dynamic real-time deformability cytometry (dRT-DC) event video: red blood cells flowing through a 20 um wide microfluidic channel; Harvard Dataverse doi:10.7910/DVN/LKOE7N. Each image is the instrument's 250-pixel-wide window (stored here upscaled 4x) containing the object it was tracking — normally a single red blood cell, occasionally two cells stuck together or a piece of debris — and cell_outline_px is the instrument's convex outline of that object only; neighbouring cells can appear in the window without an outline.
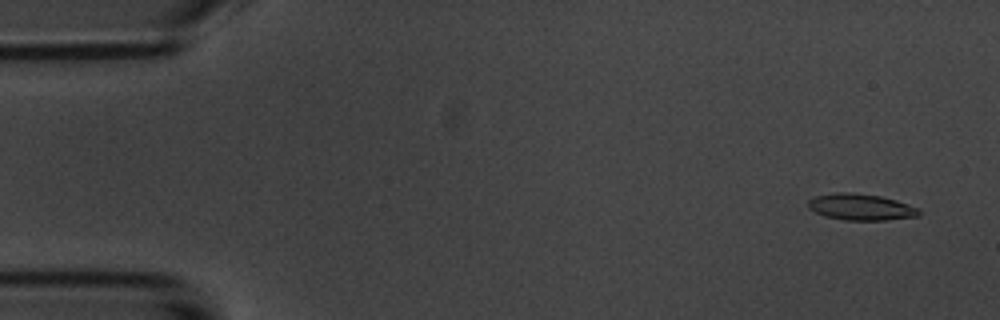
{"species": "common noctule bat (a hibernating species)", "species_latin": "Nyctalus noctula", "temperature_condition": "room temperature", "stored_images_in_passage": 9, "camera_frame_rate_fps": 3000, "um_per_image_px": 0.085, "animal": {"sex": "male", "body_mass_g": 20.1, "forearm_length_mm": 53.5}, "frame": {"image": 1, "passage_image": 1, "time_ms": 0.0, "image_size_px": [1000, 320], "cell_outline_px": [[920, 216], [888, 220], [844, 220], [824, 216], [808, 208], [808, 200], [816, 196], [836, 192], [852, 192], [880, 196], [896, 200], [920, 208]], "centroid_in_image_um": [73.19, 17.6], "position_along_channel_um": 11.8, "area_um2": 17.17}}
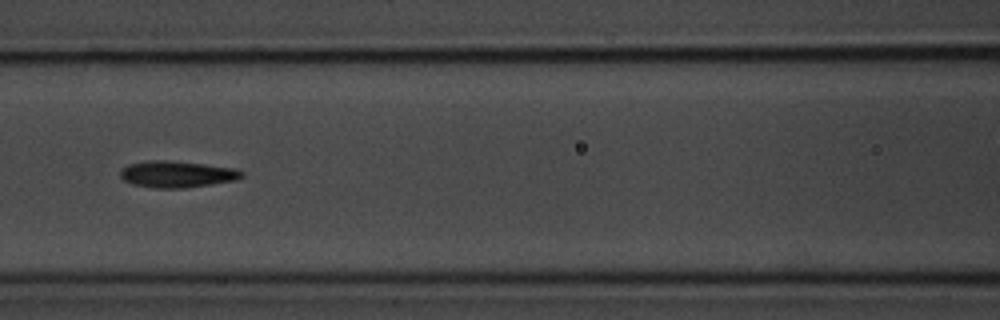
{"frame": {"image": 2, "passage_image": 7, "time_ms": 7.0, "image_size_px": [1000, 320], "cell_outline_px": [[244, 176], [236, 180], [212, 184], [184, 188], [152, 188], [132, 184], [124, 180], [120, 176], [120, 172], [128, 164], [148, 160], [168, 160], [204, 164], [236, 168], [244, 172]], "centroid_in_image_um": [15.06, 14.81], "position_along_channel_um": 151.5, "area_um2": 18.9}}
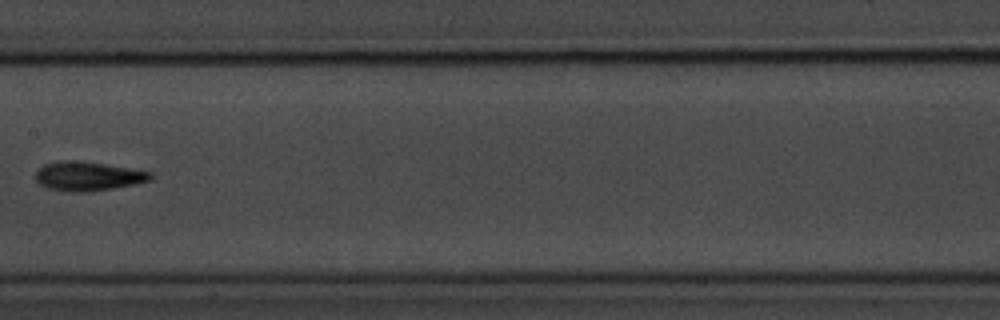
{"frame": {"image": 3, "passage_image": 8, "time_ms": 8.333, "image_size_px": [1000, 320], "cell_outline_px": [[152, 180], [136, 184], [92, 192], [68, 192], [48, 188], [40, 184], [36, 180], [36, 172], [44, 164], [60, 160], [80, 160], [132, 168], [152, 172]], "centroid_in_image_um": [7.5, 14.97], "position_along_channel_um": 199.9, "area_um2": 19.83}}